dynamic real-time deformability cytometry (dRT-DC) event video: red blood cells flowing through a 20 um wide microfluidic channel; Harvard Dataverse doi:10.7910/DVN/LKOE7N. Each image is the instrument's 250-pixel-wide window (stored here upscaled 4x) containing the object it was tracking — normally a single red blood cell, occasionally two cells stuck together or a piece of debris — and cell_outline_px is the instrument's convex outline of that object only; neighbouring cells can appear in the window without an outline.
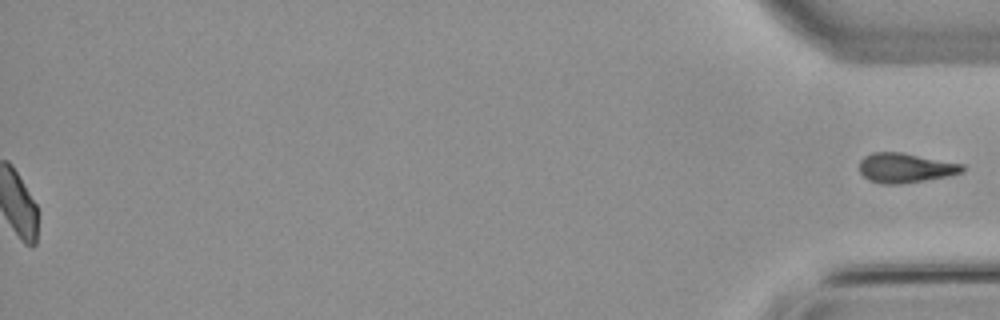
{"species": "common noctule bat (a hibernating species)", "species_latin": "Nyctalus noctula", "temperature_condition": "warm", "stored_images_in_passage": 55, "segment_of_instrument_passage": [2, 2], "camera_frame_rate_fps": 3000, "um_per_image_px": 0.085, "animal": {"sex": "male", "body_mass_g": 21.5, "forearm_length_mm": 52.0}, "frame": {"image": 1, "passage_image": 55, "time_ms": 18.0, "image_size_px": [1000, 320], "cell_outline_px": [[964, 172], [948, 176], [900, 184], [880, 184], [868, 180], [860, 172], [860, 160], [864, 156], [872, 152], [900, 152], [964, 164]], "centroid_in_image_um": [76.94, 14.27], "position_along_channel_um": 358.3, "area_um2": 17.8}}